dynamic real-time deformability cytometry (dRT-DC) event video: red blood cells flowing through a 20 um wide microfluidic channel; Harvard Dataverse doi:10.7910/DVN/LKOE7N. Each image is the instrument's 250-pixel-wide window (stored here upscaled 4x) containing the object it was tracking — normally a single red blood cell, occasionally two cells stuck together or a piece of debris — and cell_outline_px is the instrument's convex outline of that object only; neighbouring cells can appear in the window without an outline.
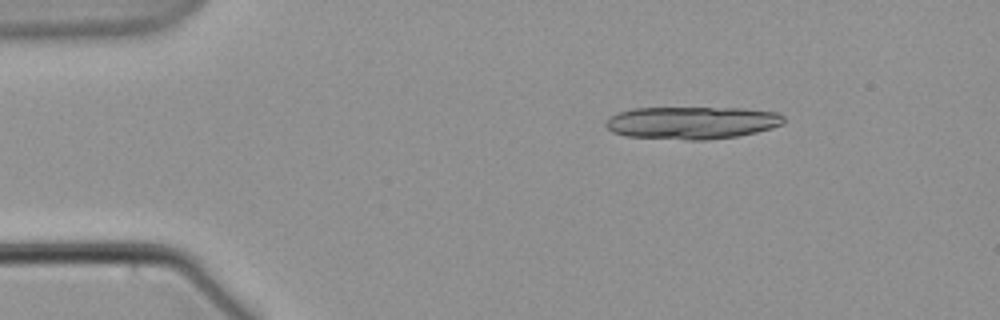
{"species": "common noctule bat (a hibernating species)", "species_latin": "Nyctalus noctula", "temperature_condition": "warm", "stored_images_in_passage": 6, "camera_frame_rate_fps": 3000, "um_per_image_px": 0.085, "animal": {"sex": "male", "body_mass_g": 21.5, "forearm_length_mm": 52.0}, "frame": {"image": 1, "passage_image": 3, "time_ms": 2.333, "image_size_px": [1000, 320], "cell_outline_px": [[784, 124], [772, 128], [756, 132], [736, 136], [704, 140], [684, 140], [624, 136], [612, 132], [604, 124], [608, 116], [632, 108], [744, 108], [776, 112], [784, 116]], "centroid_in_image_um": [58.79, 10.43], "position_along_channel_um": 26.2, "area_um2": 33.99}}
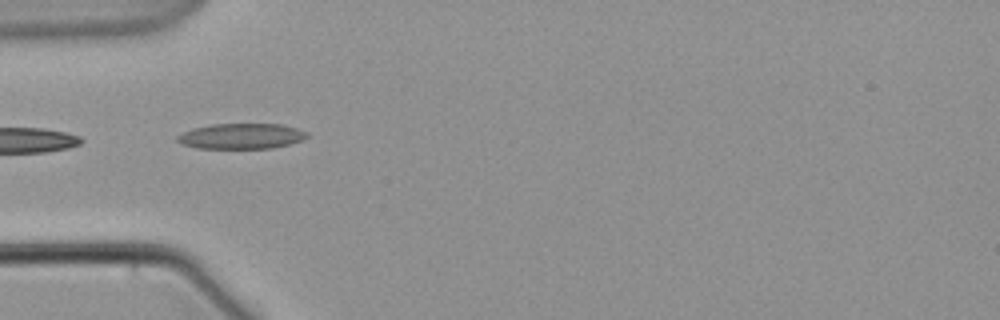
{"frame": {"image": 2, "passage_image": 5, "time_ms": 6.0, "image_size_px": [1000, 320], "cell_outline_px": [[308, 136], [300, 140], [288, 144], [272, 148], [196, 148], [184, 144], [176, 140], [176, 136], [184, 132], [196, 128], [212, 124], [280, 124], [296, 128], [308, 132]], "centroid_in_image_um": [20.52, 11.57], "position_along_channel_um": 64.5, "area_um2": 18.96}}